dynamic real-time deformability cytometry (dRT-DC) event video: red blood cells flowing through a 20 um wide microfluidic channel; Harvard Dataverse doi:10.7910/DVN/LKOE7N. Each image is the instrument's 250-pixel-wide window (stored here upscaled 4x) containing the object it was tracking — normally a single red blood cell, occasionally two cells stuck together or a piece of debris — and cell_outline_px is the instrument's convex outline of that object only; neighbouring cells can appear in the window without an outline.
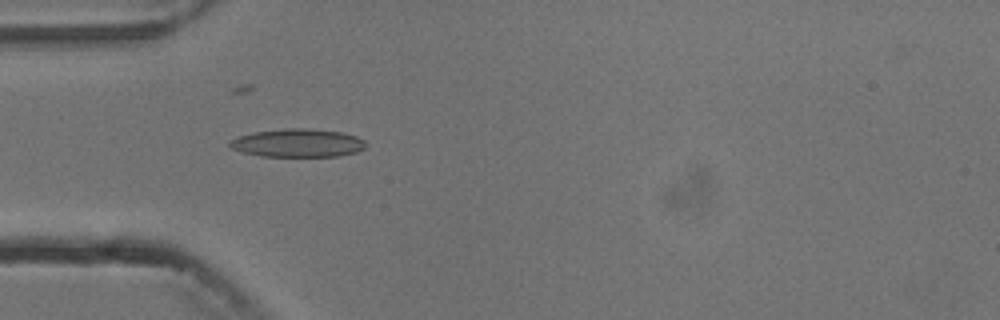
{"species": "common noctule bat (a hibernating species)", "species_latin": "Nyctalus noctula", "temperature_condition": "cold", "stored_images_in_passage": 5, "camera_frame_rate_fps": 3000, "um_per_image_px": 0.085, "animal": {"sex": "male", "body_mass_g": 13.3}, "frame": {"image": 1, "passage_image": 4, "time_ms": 4.333, "image_size_px": [1000, 320], "cell_outline_px": [[364, 148], [356, 152], [340, 156], [260, 156], [244, 152], [232, 148], [228, 144], [232, 140], [240, 136], [252, 132], [288, 128], [304, 128], [344, 132], [356, 136], [364, 140]], "centroid_in_image_um": [25.33, 12.15], "position_along_channel_um": 59.7, "area_um2": 22.2}}
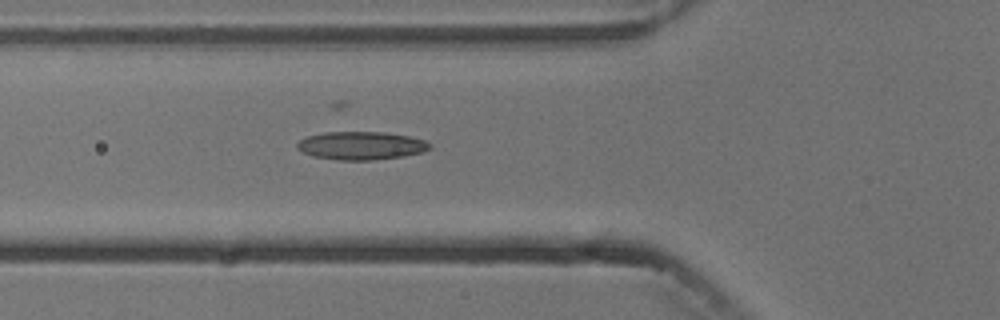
{"frame": {"image": 2, "passage_image": 5, "time_ms": 5.333, "image_size_px": [1000, 320], "cell_outline_px": [[432, 148], [424, 152], [404, 156], [372, 160], [336, 160], [312, 156], [296, 148], [296, 144], [300, 140], [308, 136], [324, 132], [384, 132], [408, 136], [424, 140], [432, 144]], "centroid_in_image_um": [30.72, 12.38], "position_along_channel_um": 95.1, "area_um2": 21.85}}